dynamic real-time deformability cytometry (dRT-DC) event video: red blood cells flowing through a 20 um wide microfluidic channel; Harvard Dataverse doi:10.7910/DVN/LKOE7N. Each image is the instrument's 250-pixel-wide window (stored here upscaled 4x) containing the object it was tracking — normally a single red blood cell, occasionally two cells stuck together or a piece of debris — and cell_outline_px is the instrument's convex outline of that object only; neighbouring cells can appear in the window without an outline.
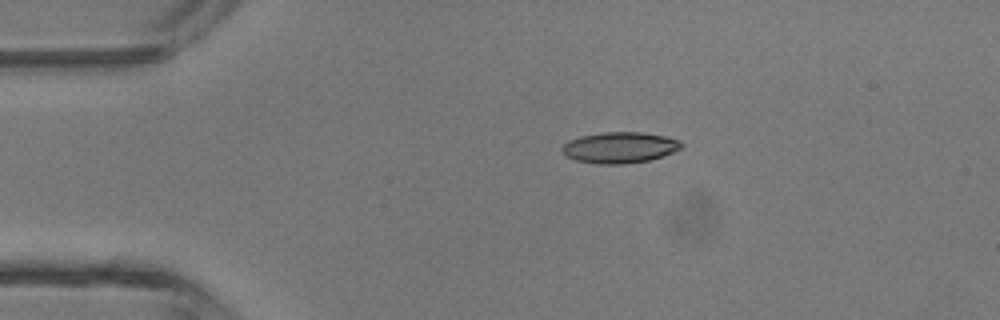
{"species": "common noctule bat (a hibernating species)", "species_latin": "Nyctalus noctula", "temperature_condition": "room temperature", "stored_images_in_passage": 2, "camera_frame_rate_fps": 3000, "um_per_image_px": 0.085, "animal": {"sex": "male", "body_mass_g": 13.3}, "frame": {"image": 1, "passage_image": 1, "time_ms": 0.0, "image_size_px": [1000, 320], "cell_outline_px": [[684, 148], [648, 160], [624, 164], [596, 164], [576, 160], [564, 156], [560, 152], [560, 148], [568, 140], [580, 136], [604, 132], [640, 132], [664, 136], [680, 140], [684, 144]], "centroid_in_image_um": [52.63, 12.54], "position_along_channel_um": 32.4, "area_um2": 21.73}}